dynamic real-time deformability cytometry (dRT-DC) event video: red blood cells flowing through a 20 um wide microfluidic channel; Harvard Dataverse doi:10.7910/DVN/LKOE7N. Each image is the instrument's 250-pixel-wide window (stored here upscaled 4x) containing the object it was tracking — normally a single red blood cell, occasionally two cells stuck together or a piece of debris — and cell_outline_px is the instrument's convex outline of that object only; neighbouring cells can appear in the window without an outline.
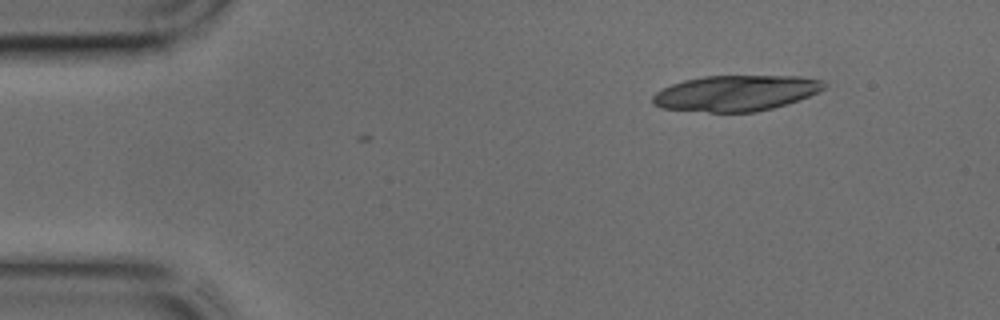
{"species": "common noctule bat (a hibernating species)", "species_latin": "Nyctalus noctula", "temperature_condition": "cold", "stored_images_in_passage": 2, "camera_frame_rate_fps": 3000, "um_per_image_px": 0.085, "animal": {"sex": "male", "body_mass_g": 17.9, "forearm_length_mm": 54.2}, "frame": {"image": 1, "passage_image": 2, "time_ms": 0.333, "image_size_px": [1000, 320], "cell_outline_px": [[828, 84], [824, 88], [808, 96], [772, 108], [756, 112], [708, 112], [660, 108], [652, 104], [652, 96], [656, 92], [672, 84], [684, 80], [704, 76], [800, 76], [824, 80]], "centroid_in_image_um": [62.53, 7.91], "position_along_channel_um": 22.5, "area_um2": 35.6}}